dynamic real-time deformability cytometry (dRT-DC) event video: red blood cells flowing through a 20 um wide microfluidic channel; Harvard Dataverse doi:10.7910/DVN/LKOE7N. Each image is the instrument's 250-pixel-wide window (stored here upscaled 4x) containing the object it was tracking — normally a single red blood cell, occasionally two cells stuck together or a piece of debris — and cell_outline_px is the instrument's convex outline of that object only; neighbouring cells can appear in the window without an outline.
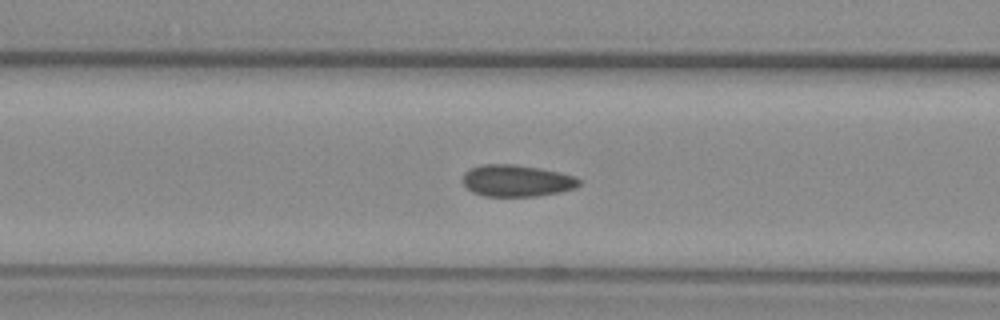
{"species": "common noctule bat (a hibernating species)", "species_latin": "Nyctalus noctula", "temperature_condition": "warm", "stored_images_in_passage": 51, "camera_frame_rate_fps": 3000, "um_per_image_px": 0.085, "animal": {"sex": "female", "body_mass_g": 29.2, "forearm_length_mm": 56.3}, "frame": {"image": 1, "passage_image": 18, "time_ms": 5.667, "image_size_px": [1000, 320], "cell_outline_px": [[580, 184], [576, 188], [560, 192], [536, 196], [484, 196], [472, 192], [460, 180], [464, 172], [468, 168], [480, 164], [516, 164], [540, 168], [560, 172], [572, 176], [580, 180]], "centroid_in_image_um": [43.87, 15.35], "position_along_channel_um": 122.7, "area_um2": 21.79}}
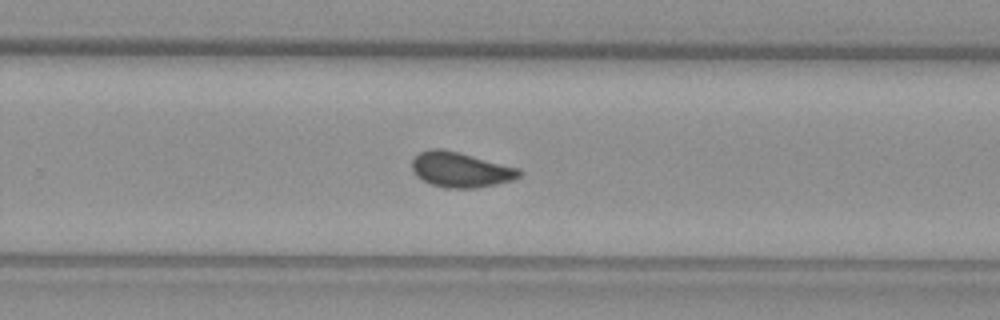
{"frame": {"image": 2, "passage_image": 31, "time_ms": 10.0, "image_size_px": [1000, 320], "cell_outline_px": [[524, 172], [520, 176], [512, 180], [496, 184], [476, 188], [444, 188], [420, 180], [412, 172], [412, 160], [420, 152], [428, 148], [444, 148], [460, 152], [520, 168]], "centroid_in_image_um": [39.14, 14.41], "position_along_channel_um": 290.7, "area_um2": 22.37}}
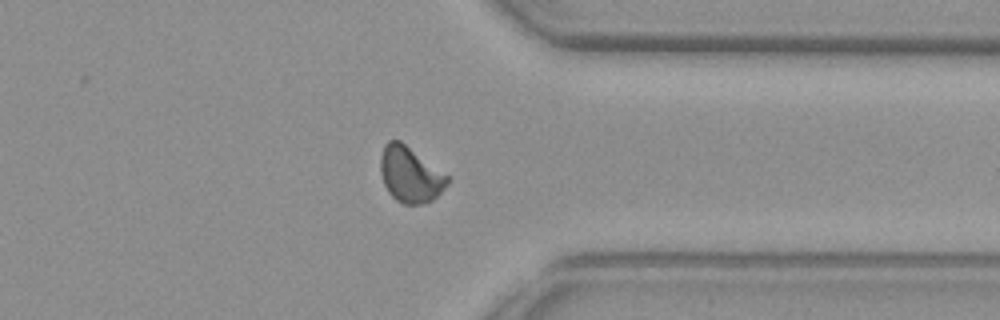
{"frame": {"image": 3, "passage_image": 38, "time_ms": 12.333, "image_size_px": [1000, 320], "cell_outline_px": [[452, 180], [432, 200], [420, 204], [404, 204], [396, 200], [388, 192], [384, 184], [380, 172], [380, 156], [384, 144], [388, 140], [400, 140], [452, 176]], "centroid_in_image_um": [34.9, 14.81], "position_along_channel_um": 376.5, "area_um2": 22.2}}